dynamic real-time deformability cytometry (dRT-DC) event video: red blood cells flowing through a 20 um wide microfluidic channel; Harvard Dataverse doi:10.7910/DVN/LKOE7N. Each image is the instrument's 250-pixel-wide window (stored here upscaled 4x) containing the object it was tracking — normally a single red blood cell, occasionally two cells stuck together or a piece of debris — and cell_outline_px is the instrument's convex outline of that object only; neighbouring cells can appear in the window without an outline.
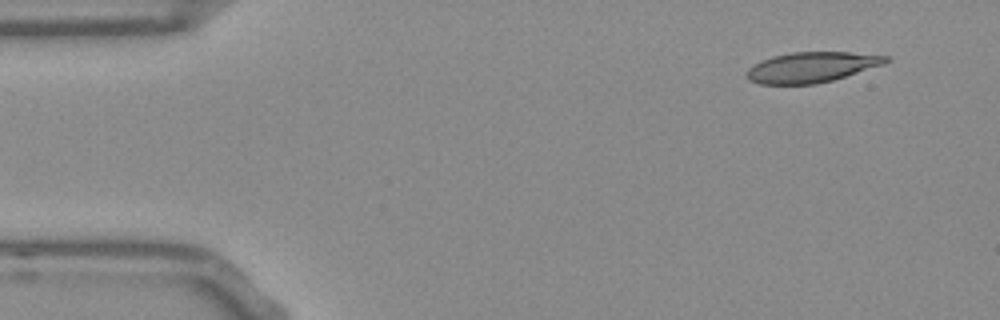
{"species": "Egyptian fruit bat (a non-hibernating species)", "species_latin": "Rousettus aegyptiacus", "temperature_condition": "room temperature", "stored_images_in_passage": 40, "camera_frame_rate_fps": 3000, "um_per_image_px": 0.085, "frame": {"image": 1, "passage_image": 1, "time_ms": 0.0, "image_size_px": [1000, 320], "cell_outline_px": [[888, 60], [884, 64], [832, 80], [816, 84], [760, 84], [752, 80], [744, 72], [752, 64], [772, 56], [792, 52], [848, 52], [888, 56]], "centroid_in_image_um": [68.94, 5.71], "position_along_channel_um": 16.1, "area_um2": 24.39}}
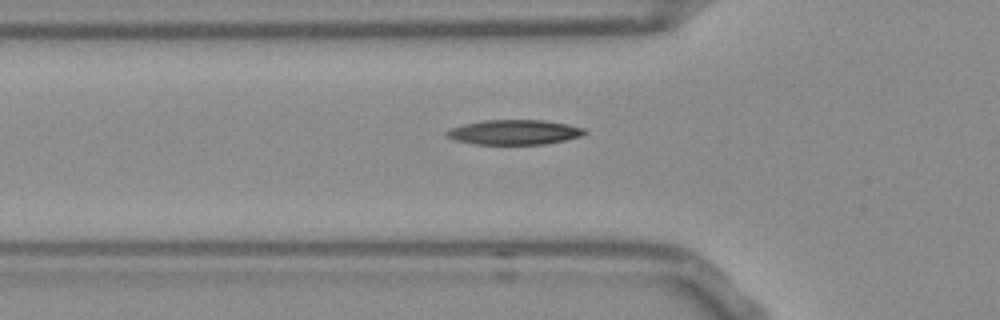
{"frame": {"image": 2, "passage_image": 10, "time_ms": 3.0, "image_size_px": [1000, 320], "cell_outline_px": [[588, 132], [580, 136], [564, 140], [544, 144], [472, 144], [456, 140], [448, 136], [444, 132], [448, 128], [464, 124], [484, 120], [544, 120], [568, 124], [584, 128]], "centroid_in_image_um": [43.7, 11.23], "position_along_channel_um": 82.1, "area_um2": 19.94}}
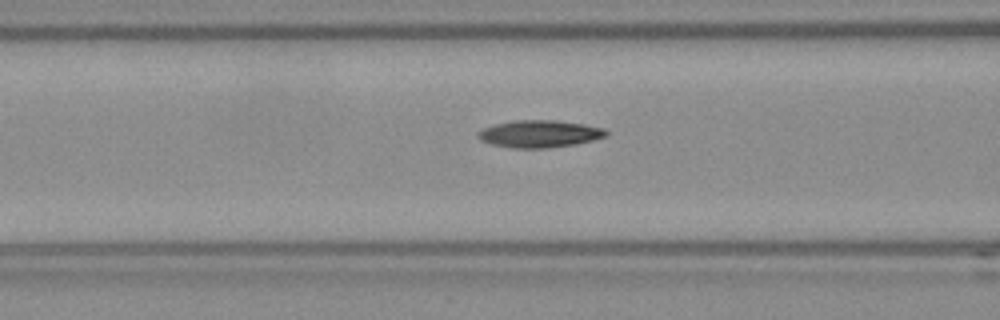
{"frame": {"image": 3, "passage_image": 13, "time_ms": 4.0, "image_size_px": [1000, 320], "cell_outline_px": [[608, 132], [604, 136], [592, 140], [572, 144], [548, 148], [508, 148], [492, 144], [480, 140], [476, 136], [476, 132], [484, 128], [496, 124], [516, 120], [556, 120], [584, 124], [604, 128]], "centroid_in_image_um": [45.81, 11.37], "position_along_channel_um": 120.8, "area_um2": 20.23}, "authors_computed_cell_mechanics": {"area_um2": 20.2878, "velocity_mm_per_s": 3.7747, "shape_relaxation_time_tau1_ms": 7.9612, "shape_relaxation_time_tau2_ms": 7.6938, "deformation_change_tau1": 0.2095, "deformation_change_tau2": 0.1873}}